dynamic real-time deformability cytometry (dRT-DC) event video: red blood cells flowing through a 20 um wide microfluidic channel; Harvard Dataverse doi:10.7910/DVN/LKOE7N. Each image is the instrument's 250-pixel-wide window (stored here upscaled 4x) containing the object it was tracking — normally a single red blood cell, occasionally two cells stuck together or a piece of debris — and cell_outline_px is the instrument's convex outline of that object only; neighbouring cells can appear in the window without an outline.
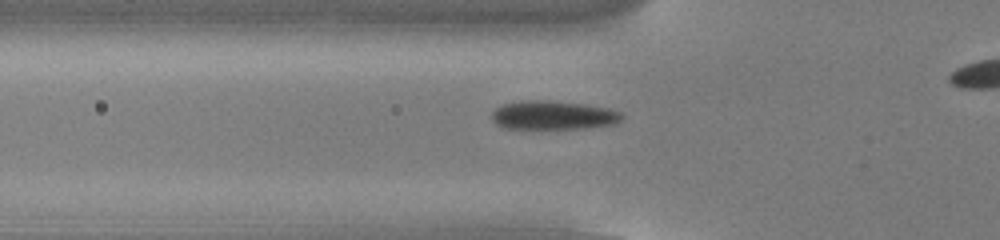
{"species": "common noctule bat (a hibernating species)", "species_latin": "Nyctalus noctula", "temperature_condition": "cold", "stored_images_in_passage": 29, "camera_frame_rate_fps": 3000, "um_per_image_px": 0.085, "animal": {"sex": "male", "body_mass_g": 13.0, "forearm_length_mm": 53.1}, "frame": {"image": 1, "passage_image": 3, "time_ms": 0.667, "image_size_px": [1000, 240], "cell_outline_px": [[624, 116], [616, 124], [584, 128], [504, 128], [496, 124], [492, 120], [492, 112], [496, 108], [504, 104], [520, 100], [544, 100], [584, 104], [604, 108], [620, 112]], "centroid_in_image_um": [46.99, 9.79], "position_along_channel_um": 78.8, "area_um2": 21.62}}
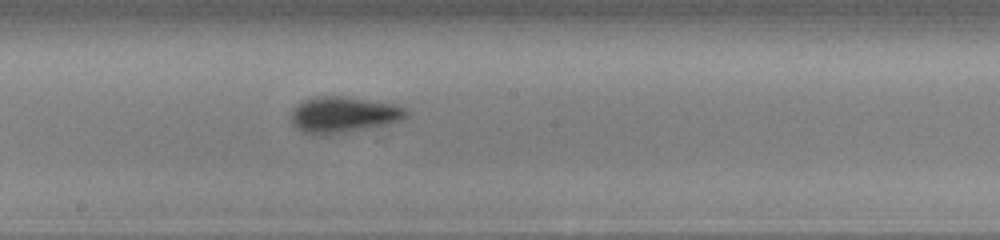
{"frame": {"image": 2, "passage_image": 14, "time_ms": 4.333, "image_size_px": [1000, 240], "cell_outline_px": [[408, 116], [400, 120], [388, 124], [328, 136], [320, 136], [304, 132], [296, 128], [292, 124], [292, 108], [304, 100], [316, 96], [340, 96], [396, 104], [404, 108], [408, 112]], "centroid_in_image_um": [29.17, 9.76], "position_along_channel_um": 219.0, "area_um2": 24.33}}
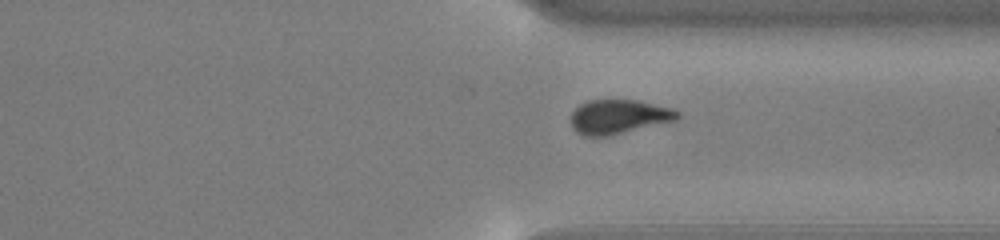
{"frame": {"image": 3, "passage_image": 25, "time_ms": 8.0, "image_size_px": [1000, 240], "cell_outline_px": [[680, 116], [676, 120], [608, 136], [584, 136], [576, 132], [572, 128], [568, 120], [572, 112], [580, 104], [588, 100], [636, 100], [672, 108], [680, 112]], "centroid_in_image_um": [52.54, 9.92], "position_along_channel_um": 358.9, "area_um2": 21.39}}